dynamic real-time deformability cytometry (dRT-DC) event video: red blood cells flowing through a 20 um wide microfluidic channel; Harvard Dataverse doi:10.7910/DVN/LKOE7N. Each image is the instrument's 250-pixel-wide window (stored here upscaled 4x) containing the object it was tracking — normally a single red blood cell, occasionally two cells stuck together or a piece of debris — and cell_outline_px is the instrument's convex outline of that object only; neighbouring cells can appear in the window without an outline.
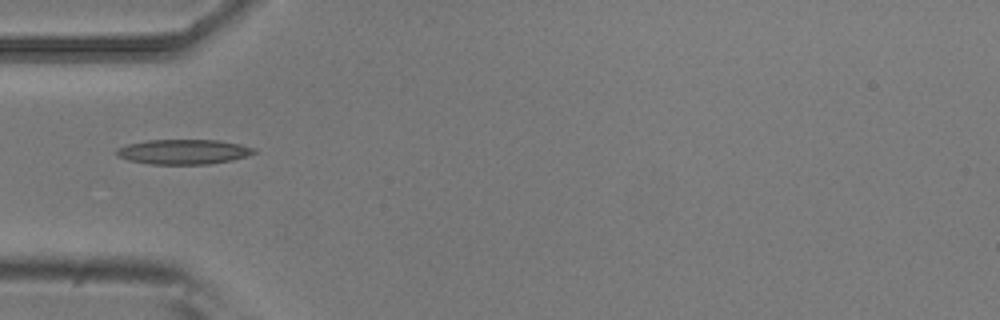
{"species": "common noctule bat (a hibernating species)", "species_latin": "Nyctalus noctula", "temperature_condition": "room temperature", "stored_images_in_passage": 8, "camera_frame_rate_fps": 3000, "um_per_image_px": 0.085, "animal": {"sex": "male", "body_mass_g": 20.5, "forearm_length_mm": 52.5}, "frame": {"image": 1, "passage_image": 4, "time_ms": 1.0, "image_size_px": [1000, 320], "cell_outline_px": [[256, 152], [232, 160], [208, 164], [148, 164], [128, 160], [116, 156], [116, 148], [128, 144], [148, 140], [220, 140], [240, 144], [256, 148]], "centroid_in_image_um": [15.57, 12.9], "position_along_channel_um": 69.4, "area_um2": 19.94}}
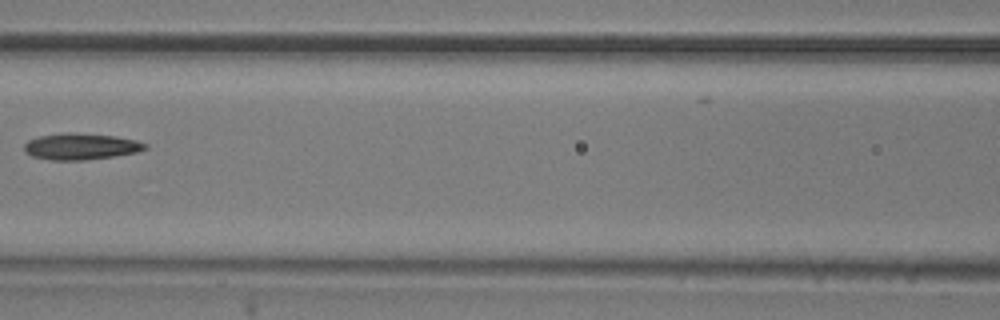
{"frame": {"image": 2, "passage_image": 6, "time_ms": 1.667, "image_size_px": [1000, 320], "cell_outline_px": [[148, 148], [136, 152], [88, 160], [52, 160], [32, 156], [24, 152], [24, 144], [28, 140], [40, 136], [64, 132], [68, 132], [112, 136], [136, 140], [148, 144]], "centroid_in_image_um": [6.84, 12.45], "position_along_channel_um": 159.8, "area_um2": 18.5}}
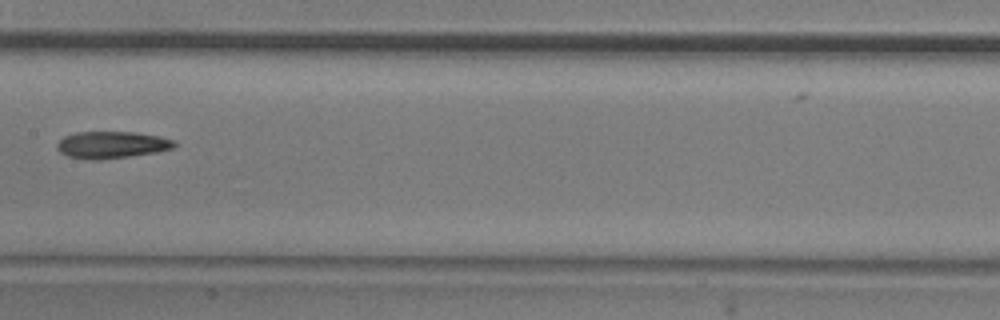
{"frame": {"image": 3, "passage_image": 7, "time_ms": 2.0, "image_size_px": [1000, 320], "cell_outline_px": [[176, 148], [156, 152], [100, 160], [92, 160], [68, 156], [60, 152], [56, 148], [56, 144], [64, 136], [76, 132], [136, 132], [160, 136], [176, 140]], "centroid_in_image_um": [9.52, 12.3], "position_along_channel_um": 197.9, "area_um2": 18.55}}